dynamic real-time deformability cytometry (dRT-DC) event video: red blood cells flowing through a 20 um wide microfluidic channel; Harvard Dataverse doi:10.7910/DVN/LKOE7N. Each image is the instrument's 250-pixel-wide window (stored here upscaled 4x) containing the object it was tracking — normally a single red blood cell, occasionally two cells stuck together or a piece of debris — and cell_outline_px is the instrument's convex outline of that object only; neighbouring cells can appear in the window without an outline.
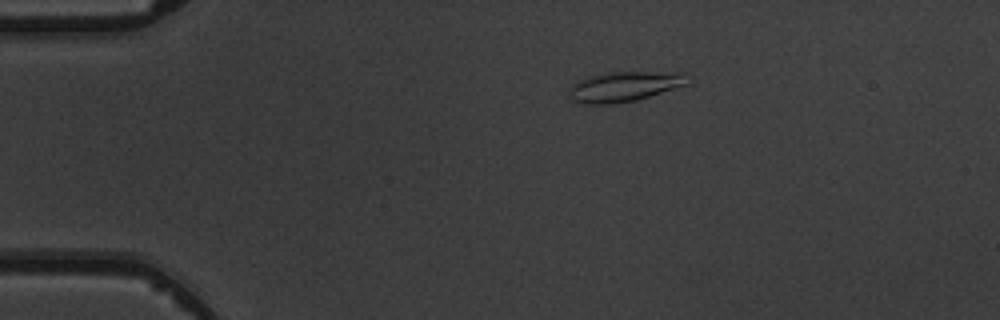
{"species": "common noctule bat (a hibernating species)", "species_latin": "Nyctalus noctula", "temperature_condition": "warm", "stored_images_in_passage": 8, "camera_frame_rate_fps": 3000, "um_per_image_px": 0.085, "animal": {"sex": "male", "body_mass_g": 19.5, "forearm_length_mm": 54.6}, "frame": {"image": 1, "passage_image": 3, "time_ms": 2.333, "image_size_px": [1000, 320], "cell_outline_px": [[688, 84], [636, 100], [612, 104], [580, 104], [572, 100], [568, 92], [568, 88], [576, 80], [588, 76], [608, 72], [684, 72]], "centroid_in_image_um": [52.99, 7.35], "position_along_channel_um": 32.0, "area_um2": 20.87}}
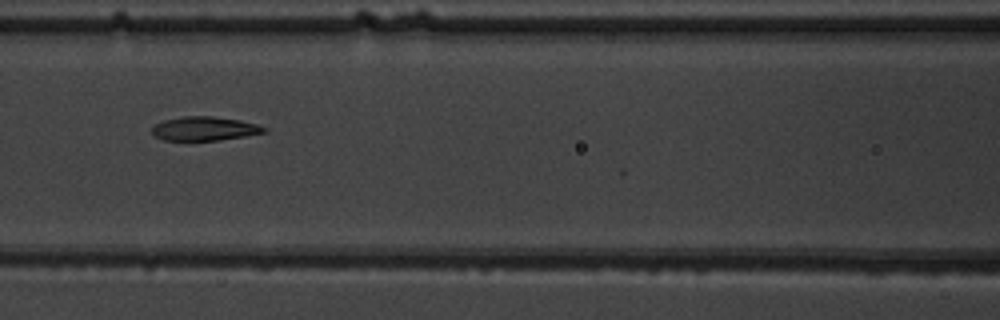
{"frame": {"image": 2, "passage_image": 7, "time_ms": 6.667, "image_size_px": [1000, 320], "cell_outline_px": [[268, 132], [220, 140], [164, 140], [152, 136], [152, 128], [156, 124], [164, 120], [184, 116], [212, 116], [240, 120], [256, 124], [268, 128]], "centroid_in_image_um": [17.39, 10.93], "position_along_channel_um": 149.2, "area_um2": 15.66}}
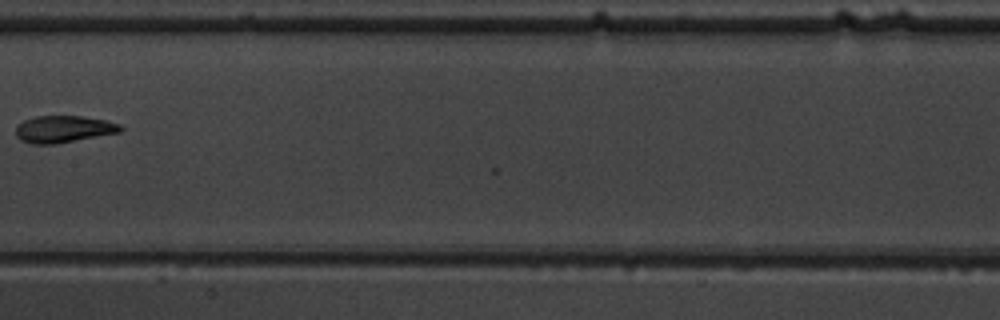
{"frame": {"image": 3, "passage_image": 8, "time_ms": 8.0, "image_size_px": [1000, 320], "cell_outline_px": [[124, 128], [120, 132], [56, 144], [32, 144], [20, 140], [16, 136], [16, 124], [24, 120], [36, 116], [80, 116], [104, 120], [120, 124]], "centroid_in_image_um": [5.37, 10.98], "position_along_channel_um": 202.0, "area_um2": 16.47}}